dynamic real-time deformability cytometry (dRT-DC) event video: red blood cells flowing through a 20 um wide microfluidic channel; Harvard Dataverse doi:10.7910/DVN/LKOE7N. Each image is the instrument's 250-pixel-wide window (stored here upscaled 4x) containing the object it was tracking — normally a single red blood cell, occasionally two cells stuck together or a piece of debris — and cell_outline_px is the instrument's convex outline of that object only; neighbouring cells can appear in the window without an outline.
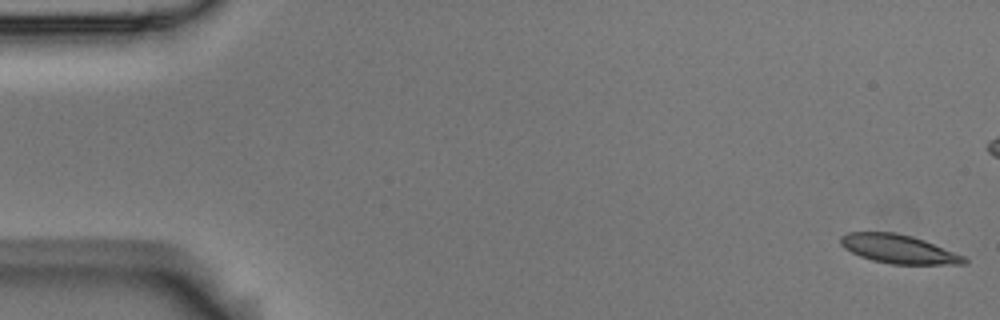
{"species": "Egyptian fruit bat (a non-hibernating species)", "species_latin": "Rousettus aegyptiacus", "temperature_condition": "room temperature", "stored_images_in_passage": 9, "camera_frame_rate_fps": 3000, "um_per_image_px": 0.085, "animal": {"sex": "male"}, "frame": {"image": 1, "passage_image": 1, "time_ms": 0.0, "image_size_px": [1000, 320], "cell_outline_px": [[968, 264], [892, 264], [872, 260], [860, 256], [844, 248], [840, 244], [840, 236], [848, 232], [896, 232], [912, 236], [924, 240], [964, 256], [968, 260]], "centroid_in_image_um": [76.37, 21.16], "position_along_channel_um": 8.6, "area_um2": 20.63}}